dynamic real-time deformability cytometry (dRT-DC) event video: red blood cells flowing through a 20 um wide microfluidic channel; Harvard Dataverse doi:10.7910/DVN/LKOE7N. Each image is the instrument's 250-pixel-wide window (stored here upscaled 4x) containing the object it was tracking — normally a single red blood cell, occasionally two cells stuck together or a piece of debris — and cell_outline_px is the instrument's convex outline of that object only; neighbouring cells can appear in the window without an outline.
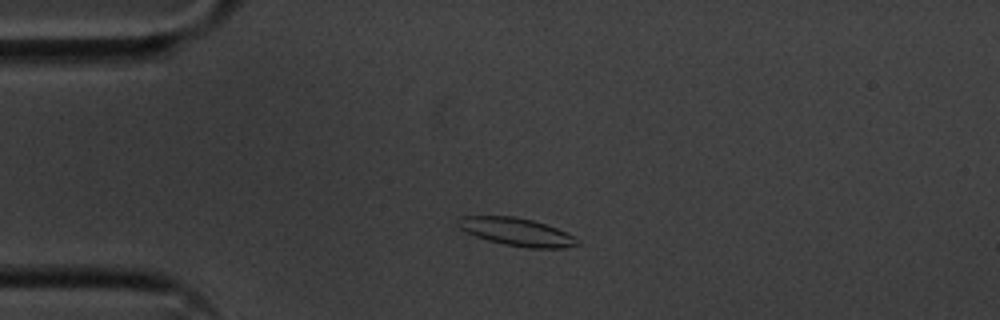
{"species": "common noctule bat (a hibernating species)", "species_latin": "Nyctalus noctula", "temperature_condition": "cold", "stored_images_in_passage": 52, "camera_frame_rate_fps": 3000, "um_per_image_px": 0.085, "animal": {"sex": "male", "body_mass_g": 20.1, "forearm_length_mm": 53.5}, "frame": {"image": 1, "passage_image": 9, "time_ms": 2.667, "image_size_px": [1000, 320], "cell_outline_px": [[580, 244], [564, 248], [528, 248], [504, 244], [488, 240], [476, 236], [460, 228], [456, 224], [456, 220], [460, 216], [512, 216], [532, 220], [556, 228], [580, 240]], "centroid_in_image_um": [43.9, 19.71], "position_along_channel_um": 41.1, "area_um2": 19.19}}
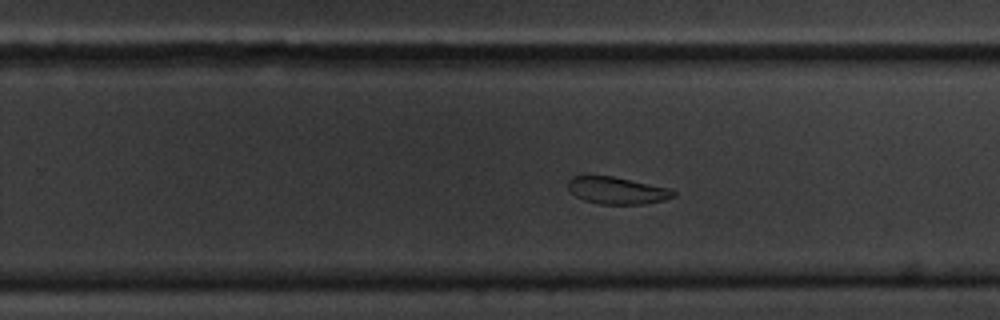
{"frame": {"image": 2, "passage_image": 31, "time_ms": 10.0, "image_size_px": [1000, 320], "cell_outline_px": [[676, 196], [664, 200], [644, 204], [600, 204], [584, 200], [576, 196], [568, 188], [568, 180], [572, 176], [612, 176], [672, 188], [676, 192]], "centroid_in_image_um": [52.49, 16.19], "position_along_channel_um": 277.3, "area_um2": 16.7}}
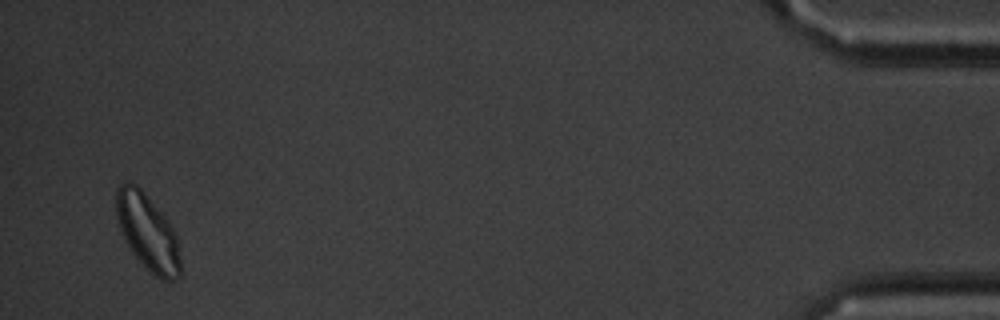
{"frame": {"image": 3, "passage_image": 50, "time_ms": 16.333, "image_size_px": [1000, 320], "cell_outline_px": [[180, 276], [176, 280], [160, 280], [132, 252], [124, 240], [116, 216], [116, 188], [120, 184], [128, 180], [136, 184], [144, 192], [168, 220], [176, 232], [180, 260]], "centroid_in_image_um": [12.54, 19.7], "position_along_channel_um": 422.7, "area_um2": 28.44}, "authors_computed_cell_mechanics": {"area_um2": 18.785, "velocity_mm_per_s": 3.5689, "shape_relaxation_time_tau1_ms": 6.9979, "shape_relaxation_time_tau2_ms": null, "deformation_change_tau1": 0.1497, "deformation_change_tau2": null}}